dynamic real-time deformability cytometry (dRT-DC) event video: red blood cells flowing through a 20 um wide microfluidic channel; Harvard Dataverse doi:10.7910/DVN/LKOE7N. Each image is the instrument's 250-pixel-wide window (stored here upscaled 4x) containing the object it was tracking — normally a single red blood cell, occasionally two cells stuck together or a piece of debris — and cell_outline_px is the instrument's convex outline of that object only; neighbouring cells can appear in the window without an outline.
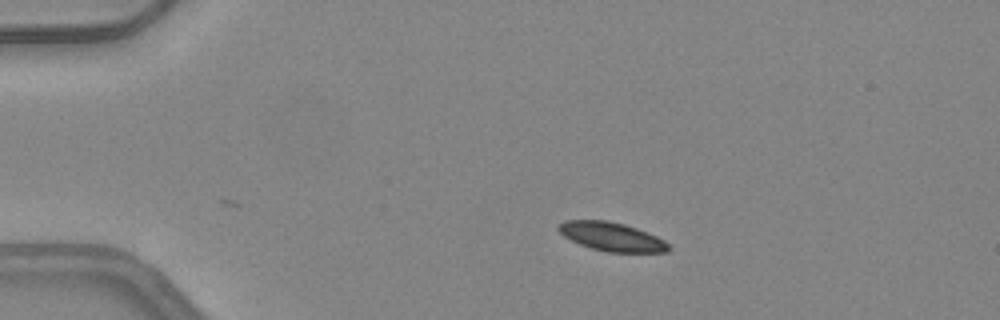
{"species": "common noctule bat (a hibernating species)", "species_latin": "Nyctalus noctula", "temperature_condition": "warm", "stored_images_in_passage": 37, "camera_frame_rate_fps": 3000, "um_per_image_px": 0.085, "animal": {"sex": "female", "body_mass_g": 24.6, "forearm_length_mm": 56.2}, "frame": {"image": 1, "passage_image": 1, "time_ms": 0.0, "image_size_px": [1000, 320], "cell_outline_px": [[672, 248], [668, 252], [608, 252], [592, 248], [580, 244], [564, 236], [556, 228], [564, 220], [608, 220], [624, 224], [636, 228], [656, 236], [664, 240]], "centroid_in_image_um": [52.0, 20.11], "position_along_channel_um": 33.0, "area_um2": 18.32}}
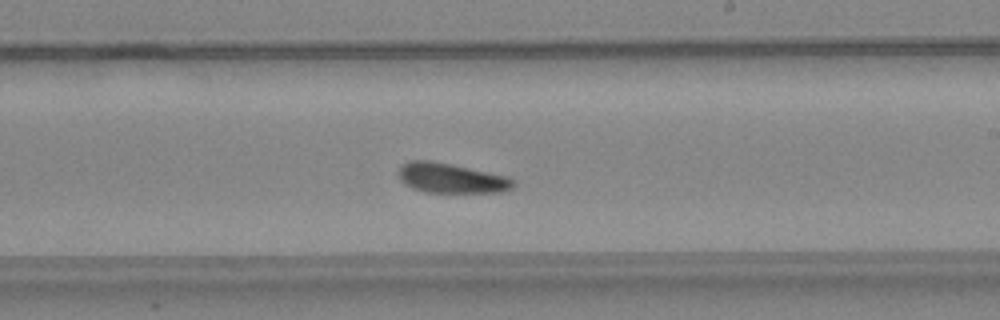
{"frame": {"image": 2, "passage_image": 21, "time_ms": 6.667, "image_size_px": [1000, 320], "cell_outline_px": [[516, 184], [512, 188], [500, 192], [424, 192], [412, 188], [404, 184], [400, 180], [396, 172], [408, 160], [432, 160], [452, 164], [508, 176], [516, 180]], "centroid_in_image_um": [38.34, 15.13], "position_along_channel_um": 250.7, "area_um2": 20.23}}
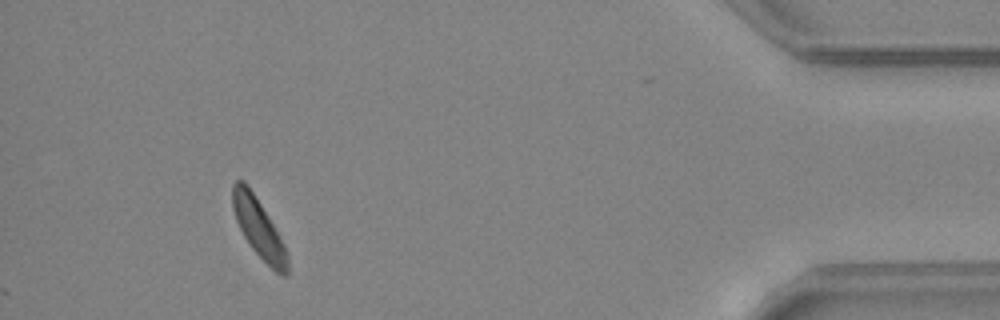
{"frame": {"image": 3, "passage_image": 37, "time_ms": 12.0, "image_size_px": [1000, 320], "cell_outline_px": [[288, 276], [280, 276], [248, 244], [236, 220], [232, 208], [232, 184], [236, 180], [244, 180], [248, 184], [268, 216], [284, 244], [288, 252]], "centroid_in_image_um": [21.99, 19.38], "position_along_channel_um": 413.2, "area_um2": 18.79}, "authors_computed_cell_mechanics": {"area_um2": 19.8832, "velocity_mm_per_s": 4.1504, "shape_relaxation_time_tau1_ms": 8.748, "shape_relaxation_time_tau2_ms": 9.4173, "deformation_change_tau1": 0.1749, "deformation_change_tau2": 0.2026}}